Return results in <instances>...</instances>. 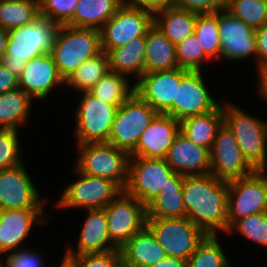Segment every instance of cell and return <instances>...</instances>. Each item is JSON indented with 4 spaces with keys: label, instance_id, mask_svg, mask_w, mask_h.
Instances as JSON below:
<instances>
[{
    "label": "cell",
    "instance_id": "19",
    "mask_svg": "<svg viewBox=\"0 0 267 267\" xmlns=\"http://www.w3.org/2000/svg\"><path fill=\"white\" fill-rule=\"evenodd\" d=\"M63 87L64 79L59 75L51 52L27 62L19 77V88L40 105Z\"/></svg>",
    "mask_w": 267,
    "mask_h": 267
},
{
    "label": "cell",
    "instance_id": "23",
    "mask_svg": "<svg viewBox=\"0 0 267 267\" xmlns=\"http://www.w3.org/2000/svg\"><path fill=\"white\" fill-rule=\"evenodd\" d=\"M179 131V121L168 114L157 113L130 156L164 159Z\"/></svg>",
    "mask_w": 267,
    "mask_h": 267
},
{
    "label": "cell",
    "instance_id": "21",
    "mask_svg": "<svg viewBox=\"0 0 267 267\" xmlns=\"http://www.w3.org/2000/svg\"><path fill=\"white\" fill-rule=\"evenodd\" d=\"M84 222L78 227L80 230L76 238V246L71 241L65 243L63 255L102 254L119 248L109 237L105 209H86ZM79 235V236H78ZM71 243V244H70Z\"/></svg>",
    "mask_w": 267,
    "mask_h": 267
},
{
    "label": "cell",
    "instance_id": "45",
    "mask_svg": "<svg viewBox=\"0 0 267 267\" xmlns=\"http://www.w3.org/2000/svg\"><path fill=\"white\" fill-rule=\"evenodd\" d=\"M131 6L149 10L153 13L160 9L174 7L176 0H126Z\"/></svg>",
    "mask_w": 267,
    "mask_h": 267
},
{
    "label": "cell",
    "instance_id": "20",
    "mask_svg": "<svg viewBox=\"0 0 267 267\" xmlns=\"http://www.w3.org/2000/svg\"><path fill=\"white\" fill-rule=\"evenodd\" d=\"M188 71L178 67L168 71L144 73L135 82L134 92L157 113L166 114L176 99L181 78Z\"/></svg>",
    "mask_w": 267,
    "mask_h": 267
},
{
    "label": "cell",
    "instance_id": "47",
    "mask_svg": "<svg viewBox=\"0 0 267 267\" xmlns=\"http://www.w3.org/2000/svg\"><path fill=\"white\" fill-rule=\"evenodd\" d=\"M19 88V78L0 62V94Z\"/></svg>",
    "mask_w": 267,
    "mask_h": 267
},
{
    "label": "cell",
    "instance_id": "30",
    "mask_svg": "<svg viewBox=\"0 0 267 267\" xmlns=\"http://www.w3.org/2000/svg\"><path fill=\"white\" fill-rule=\"evenodd\" d=\"M197 14L176 7L160 9L154 13V25L171 43L177 45L194 34Z\"/></svg>",
    "mask_w": 267,
    "mask_h": 267
},
{
    "label": "cell",
    "instance_id": "28",
    "mask_svg": "<svg viewBox=\"0 0 267 267\" xmlns=\"http://www.w3.org/2000/svg\"><path fill=\"white\" fill-rule=\"evenodd\" d=\"M33 99L17 88L0 94V129L21 131L27 127L33 107ZM33 108V109H32Z\"/></svg>",
    "mask_w": 267,
    "mask_h": 267
},
{
    "label": "cell",
    "instance_id": "36",
    "mask_svg": "<svg viewBox=\"0 0 267 267\" xmlns=\"http://www.w3.org/2000/svg\"><path fill=\"white\" fill-rule=\"evenodd\" d=\"M194 34L204 54L213 62L221 60V40L218 17L215 13L197 14Z\"/></svg>",
    "mask_w": 267,
    "mask_h": 267
},
{
    "label": "cell",
    "instance_id": "1",
    "mask_svg": "<svg viewBox=\"0 0 267 267\" xmlns=\"http://www.w3.org/2000/svg\"><path fill=\"white\" fill-rule=\"evenodd\" d=\"M183 202L186 218L206 235H224L228 231V182L212 174L185 176Z\"/></svg>",
    "mask_w": 267,
    "mask_h": 267
},
{
    "label": "cell",
    "instance_id": "35",
    "mask_svg": "<svg viewBox=\"0 0 267 267\" xmlns=\"http://www.w3.org/2000/svg\"><path fill=\"white\" fill-rule=\"evenodd\" d=\"M39 15V0H0V26L10 31L33 22Z\"/></svg>",
    "mask_w": 267,
    "mask_h": 267
},
{
    "label": "cell",
    "instance_id": "38",
    "mask_svg": "<svg viewBox=\"0 0 267 267\" xmlns=\"http://www.w3.org/2000/svg\"><path fill=\"white\" fill-rule=\"evenodd\" d=\"M225 9L254 29L267 25V0H226Z\"/></svg>",
    "mask_w": 267,
    "mask_h": 267
},
{
    "label": "cell",
    "instance_id": "42",
    "mask_svg": "<svg viewBox=\"0 0 267 267\" xmlns=\"http://www.w3.org/2000/svg\"><path fill=\"white\" fill-rule=\"evenodd\" d=\"M69 267H123L120 250L102 254L63 255Z\"/></svg>",
    "mask_w": 267,
    "mask_h": 267
},
{
    "label": "cell",
    "instance_id": "6",
    "mask_svg": "<svg viewBox=\"0 0 267 267\" xmlns=\"http://www.w3.org/2000/svg\"><path fill=\"white\" fill-rule=\"evenodd\" d=\"M74 107L75 145L108 142L118 107L104 103L90 92L78 93Z\"/></svg>",
    "mask_w": 267,
    "mask_h": 267
},
{
    "label": "cell",
    "instance_id": "25",
    "mask_svg": "<svg viewBox=\"0 0 267 267\" xmlns=\"http://www.w3.org/2000/svg\"><path fill=\"white\" fill-rule=\"evenodd\" d=\"M145 48L146 40L143 36L109 50L110 70L125 75L135 83L145 73Z\"/></svg>",
    "mask_w": 267,
    "mask_h": 267
},
{
    "label": "cell",
    "instance_id": "50",
    "mask_svg": "<svg viewBox=\"0 0 267 267\" xmlns=\"http://www.w3.org/2000/svg\"><path fill=\"white\" fill-rule=\"evenodd\" d=\"M8 32L9 31L3 29L0 26V60L6 52L7 41H8Z\"/></svg>",
    "mask_w": 267,
    "mask_h": 267
},
{
    "label": "cell",
    "instance_id": "41",
    "mask_svg": "<svg viewBox=\"0 0 267 267\" xmlns=\"http://www.w3.org/2000/svg\"><path fill=\"white\" fill-rule=\"evenodd\" d=\"M79 0H39V15L62 25L73 26L74 10Z\"/></svg>",
    "mask_w": 267,
    "mask_h": 267
},
{
    "label": "cell",
    "instance_id": "4",
    "mask_svg": "<svg viewBox=\"0 0 267 267\" xmlns=\"http://www.w3.org/2000/svg\"><path fill=\"white\" fill-rule=\"evenodd\" d=\"M74 165L79 172L114 182L124 191L128 182L130 154L108 142L75 145Z\"/></svg>",
    "mask_w": 267,
    "mask_h": 267
},
{
    "label": "cell",
    "instance_id": "46",
    "mask_svg": "<svg viewBox=\"0 0 267 267\" xmlns=\"http://www.w3.org/2000/svg\"><path fill=\"white\" fill-rule=\"evenodd\" d=\"M257 44V67L267 63V25L255 29Z\"/></svg>",
    "mask_w": 267,
    "mask_h": 267
},
{
    "label": "cell",
    "instance_id": "11",
    "mask_svg": "<svg viewBox=\"0 0 267 267\" xmlns=\"http://www.w3.org/2000/svg\"><path fill=\"white\" fill-rule=\"evenodd\" d=\"M154 24V13L131 6L127 1L99 30L101 49L106 53L130 43L135 38L146 36Z\"/></svg>",
    "mask_w": 267,
    "mask_h": 267
},
{
    "label": "cell",
    "instance_id": "8",
    "mask_svg": "<svg viewBox=\"0 0 267 267\" xmlns=\"http://www.w3.org/2000/svg\"><path fill=\"white\" fill-rule=\"evenodd\" d=\"M156 114L157 112L134 92L118 107L108 143L130 154Z\"/></svg>",
    "mask_w": 267,
    "mask_h": 267
},
{
    "label": "cell",
    "instance_id": "49",
    "mask_svg": "<svg viewBox=\"0 0 267 267\" xmlns=\"http://www.w3.org/2000/svg\"><path fill=\"white\" fill-rule=\"evenodd\" d=\"M149 267H187V261L176 257L166 256L162 261Z\"/></svg>",
    "mask_w": 267,
    "mask_h": 267
},
{
    "label": "cell",
    "instance_id": "37",
    "mask_svg": "<svg viewBox=\"0 0 267 267\" xmlns=\"http://www.w3.org/2000/svg\"><path fill=\"white\" fill-rule=\"evenodd\" d=\"M238 234V236H237ZM228 237L232 235L237 238H244L248 242L267 250V212L252 214L236 220L225 234ZM262 246V247H261Z\"/></svg>",
    "mask_w": 267,
    "mask_h": 267
},
{
    "label": "cell",
    "instance_id": "13",
    "mask_svg": "<svg viewBox=\"0 0 267 267\" xmlns=\"http://www.w3.org/2000/svg\"><path fill=\"white\" fill-rule=\"evenodd\" d=\"M267 212V170L228 182V228L238 219Z\"/></svg>",
    "mask_w": 267,
    "mask_h": 267
},
{
    "label": "cell",
    "instance_id": "18",
    "mask_svg": "<svg viewBox=\"0 0 267 267\" xmlns=\"http://www.w3.org/2000/svg\"><path fill=\"white\" fill-rule=\"evenodd\" d=\"M25 162L0 172V210L47 208Z\"/></svg>",
    "mask_w": 267,
    "mask_h": 267
},
{
    "label": "cell",
    "instance_id": "48",
    "mask_svg": "<svg viewBox=\"0 0 267 267\" xmlns=\"http://www.w3.org/2000/svg\"><path fill=\"white\" fill-rule=\"evenodd\" d=\"M254 70L257 74L255 95L257 94V98H261L264 103H267V63L259 65Z\"/></svg>",
    "mask_w": 267,
    "mask_h": 267
},
{
    "label": "cell",
    "instance_id": "43",
    "mask_svg": "<svg viewBox=\"0 0 267 267\" xmlns=\"http://www.w3.org/2000/svg\"><path fill=\"white\" fill-rule=\"evenodd\" d=\"M33 247V248H32ZM34 245L18 249L0 257V267H46V257Z\"/></svg>",
    "mask_w": 267,
    "mask_h": 267
},
{
    "label": "cell",
    "instance_id": "7",
    "mask_svg": "<svg viewBox=\"0 0 267 267\" xmlns=\"http://www.w3.org/2000/svg\"><path fill=\"white\" fill-rule=\"evenodd\" d=\"M77 179L71 181L55 199L54 208L61 210L102 209L105 208L122 190L111 180L94 177L79 172L75 167Z\"/></svg>",
    "mask_w": 267,
    "mask_h": 267
},
{
    "label": "cell",
    "instance_id": "27",
    "mask_svg": "<svg viewBox=\"0 0 267 267\" xmlns=\"http://www.w3.org/2000/svg\"><path fill=\"white\" fill-rule=\"evenodd\" d=\"M145 40V73L179 67L175 45L154 24L147 31Z\"/></svg>",
    "mask_w": 267,
    "mask_h": 267
},
{
    "label": "cell",
    "instance_id": "10",
    "mask_svg": "<svg viewBox=\"0 0 267 267\" xmlns=\"http://www.w3.org/2000/svg\"><path fill=\"white\" fill-rule=\"evenodd\" d=\"M151 230L167 256L187 261L206 234L186 217L147 218Z\"/></svg>",
    "mask_w": 267,
    "mask_h": 267
},
{
    "label": "cell",
    "instance_id": "17",
    "mask_svg": "<svg viewBox=\"0 0 267 267\" xmlns=\"http://www.w3.org/2000/svg\"><path fill=\"white\" fill-rule=\"evenodd\" d=\"M210 163L211 174L225 182L248 177L257 171L245 159L237 140L224 123L217 130Z\"/></svg>",
    "mask_w": 267,
    "mask_h": 267
},
{
    "label": "cell",
    "instance_id": "51",
    "mask_svg": "<svg viewBox=\"0 0 267 267\" xmlns=\"http://www.w3.org/2000/svg\"><path fill=\"white\" fill-rule=\"evenodd\" d=\"M60 260V263H59V267H69L62 259H59ZM58 264H54L52 263L50 267H58L57 266Z\"/></svg>",
    "mask_w": 267,
    "mask_h": 267
},
{
    "label": "cell",
    "instance_id": "40",
    "mask_svg": "<svg viewBox=\"0 0 267 267\" xmlns=\"http://www.w3.org/2000/svg\"><path fill=\"white\" fill-rule=\"evenodd\" d=\"M20 133L12 129H0V172L24 163Z\"/></svg>",
    "mask_w": 267,
    "mask_h": 267
},
{
    "label": "cell",
    "instance_id": "34",
    "mask_svg": "<svg viewBox=\"0 0 267 267\" xmlns=\"http://www.w3.org/2000/svg\"><path fill=\"white\" fill-rule=\"evenodd\" d=\"M220 241L221 235H206L187 260V267H235Z\"/></svg>",
    "mask_w": 267,
    "mask_h": 267
},
{
    "label": "cell",
    "instance_id": "39",
    "mask_svg": "<svg viewBox=\"0 0 267 267\" xmlns=\"http://www.w3.org/2000/svg\"><path fill=\"white\" fill-rule=\"evenodd\" d=\"M199 42L197 36L192 34L175 45L179 68L204 71L206 66H210L212 61L204 54Z\"/></svg>",
    "mask_w": 267,
    "mask_h": 267
},
{
    "label": "cell",
    "instance_id": "5",
    "mask_svg": "<svg viewBox=\"0 0 267 267\" xmlns=\"http://www.w3.org/2000/svg\"><path fill=\"white\" fill-rule=\"evenodd\" d=\"M102 51L100 31L62 25L51 50L59 75L64 81L86 60Z\"/></svg>",
    "mask_w": 267,
    "mask_h": 267
},
{
    "label": "cell",
    "instance_id": "29",
    "mask_svg": "<svg viewBox=\"0 0 267 267\" xmlns=\"http://www.w3.org/2000/svg\"><path fill=\"white\" fill-rule=\"evenodd\" d=\"M223 124L222 102L208 113L190 116L180 122V131L193 143L211 151L217 130Z\"/></svg>",
    "mask_w": 267,
    "mask_h": 267
},
{
    "label": "cell",
    "instance_id": "22",
    "mask_svg": "<svg viewBox=\"0 0 267 267\" xmlns=\"http://www.w3.org/2000/svg\"><path fill=\"white\" fill-rule=\"evenodd\" d=\"M164 159L174 172L184 177L211 174L210 151L190 141L181 131Z\"/></svg>",
    "mask_w": 267,
    "mask_h": 267
},
{
    "label": "cell",
    "instance_id": "32",
    "mask_svg": "<svg viewBox=\"0 0 267 267\" xmlns=\"http://www.w3.org/2000/svg\"><path fill=\"white\" fill-rule=\"evenodd\" d=\"M109 71L108 54L102 50L96 56L86 60L73 72L64 81V88L72 89L75 93L89 92Z\"/></svg>",
    "mask_w": 267,
    "mask_h": 267
},
{
    "label": "cell",
    "instance_id": "16",
    "mask_svg": "<svg viewBox=\"0 0 267 267\" xmlns=\"http://www.w3.org/2000/svg\"><path fill=\"white\" fill-rule=\"evenodd\" d=\"M111 241L120 248L146 226V205L121 191L105 208Z\"/></svg>",
    "mask_w": 267,
    "mask_h": 267
},
{
    "label": "cell",
    "instance_id": "33",
    "mask_svg": "<svg viewBox=\"0 0 267 267\" xmlns=\"http://www.w3.org/2000/svg\"><path fill=\"white\" fill-rule=\"evenodd\" d=\"M134 90V81L110 70L89 92L104 103L119 107L134 93Z\"/></svg>",
    "mask_w": 267,
    "mask_h": 267
},
{
    "label": "cell",
    "instance_id": "15",
    "mask_svg": "<svg viewBox=\"0 0 267 267\" xmlns=\"http://www.w3.org/2000/svg\"><path fill=\"white\" fill-rule=\"evenodd\" d=\"M218 17L221 60L242 62L253 60L257 68V44L255 29L233 16L227 9L215 12Z\"/></svg>",
    "mask_w": 267,
    "mask_h": 267
},
{
    "label": "cell",
    "instance_id": "2",
    "mask_svg": "<svg viewBox=\"0 0 267 267\" xmlns=\"http://www.w3.org/2000/svg\"><path fill=\"white\" fill-rule=\"evenodd\" d=\"M59 28L58 23L38 16L33 22L10 30L0 62L19 78L27 62L51 52Z\"/></svg>",
    "mask_w": 267,
    "mask_h": 267
},
{
    "label": "cell",
    "instance_id": "31",
    "mask_svg": "<svg viewBox=\"0 0 267 267\" xmlns=\"http://www.w3.org/2000/svg\"><path fill=\"white\" fill-rule=\"evenodd\" d=\"M126 0H79L73 15V27H101L113 17Z\"/></svg>",
    "mask_w": 267,
    "mask_h": 267
},
{
    "label": "cell",
    "instance_id": "26",
    "mask_svg": "<svg viewBox=\"0 0 267 267\" xmlns=\"http://www.w3.org/2000/svg\"><path fill=\"white\" fill-rule=\"evenodd\" d=\"M183 181L184 176L176 172L170 176V182L146 205L147 218L186 217Z\"/></svg>",
    "mask_w": 267,
    "mask_h": 267
},
{
    "label": "cell",
    "instance_id": "14",
    "mask_svg": "<svg viewBox=\"0 0 267 267\" xmlns=\"http://www.w3.org/2000/svg\"><path fill=\"white\" fill-rule=\"evenodd\" d=\"M49 211L46 208L0 210V257L28 247L27 238L32 236L34 226L46 227L52 220L53 214Z\"/></svg>",
    "mask_w": 267,
    "mask_h": 267
},
{
    "label": "cell",
    "instance_id": "3",
    "mask_svg": "<svg viewBox=\"0 0 267 267\" xmlns=\"http://www.w3.org/2000/svg\"><path fill=\"white\" fill-rule=\"evenodd\" d=\"M223 99V123L232 132L245 159L256 170H267V119ZM251 114V115H250Z\"/></svg>",
    "mask_w": 267,
    "mask_h": 267
},
{
    "label": "cell",
    "instance_id": "44",
    "mask_svg": "<svg viewBox=\"0 0 267 267\" xmlns=\"http://www.w3.org/2000/svg\"><path fill=\"white\" fill-rule=\"evenodd\" d=\"M226 0H176V8L192 11L198 14L215 13L224 9Z\"/></svg>",
    "mask_w": 267,
    "mask_h": 267
},
{
    "label": "cell",
    "instance_id": "24",
    "mask_svg": "<svg viewBox=\"0 0 267 267\" xmlns=\"http://www.w3.org/2000/svg\"><path fill=\"white\" fill-rule=\"evenodd\" d=\"M119 250L123 267H149L167 256L147 226L135 233Z\"/></svg>",
    "mask_w": 267,
    "mask_h": 267
},
{
    "label": "cell",
    "instance_id": "9",
    "mask_svg": "<svg viewBox=\"0 0 267 267\" xmlns=\"http://www.w3.org/2000/svg\"><path fill=\"white\" fill-rule=\"evenodd\" d=\"M206 71H188L181 78L176 99L166 114L181 122L187 117L213 111L222 102L221 97L217 98L216 95H213L216 92H212L214 89L208 83L210 78L205 75ZM219 99L221 100L219 101Z\"/></svg>",
    "mask_w": 267,
    "mask_h": 267
},
{
    "label": "cell",
    "instance_id": "12",
    "mask_svg": "<svg viewBox=\"0 0 267 267\" xmlns=\"http://www.w3.org/2000/svg\"><path fill=\"white\" fill-rule=\"evenodd\" d=\"M174 173L165 159L130 156L124 191L147 205L170 182Z\"/></svg>",
    "mask_w": 267,
    "mask_h": 267
}]
</instances>
